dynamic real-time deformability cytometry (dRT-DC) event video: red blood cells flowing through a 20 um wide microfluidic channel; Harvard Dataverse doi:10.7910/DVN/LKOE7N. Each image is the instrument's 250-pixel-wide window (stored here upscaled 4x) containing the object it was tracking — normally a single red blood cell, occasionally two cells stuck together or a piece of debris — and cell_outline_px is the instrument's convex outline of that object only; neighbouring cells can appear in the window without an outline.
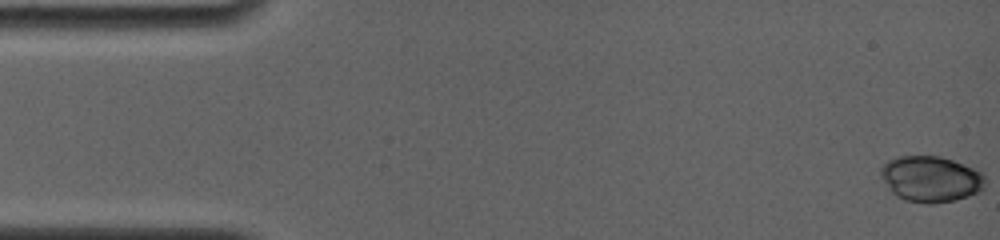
{"species": "common noctule bat (a hibernating species)", "species_latin": "Nyctalus noctula", "temperature_condition": "room temperature", "stored_images_in_passage": 7, "camera_frame_rate_fps": 4000, "um_per_image_px": 0.085, "animal": {"sex": "female", "body_mass_g": 19.0, "forearm_length_mm": 56.7}, "frame": {"image": 1, "passage_image": 1, "time_ms": 0.0, "image_size_px": [1000, 240], "cell_outline_px": [[984, 188], [980, 192], [956, 200], [932, 204], [928, 204], [904, 200], [896, 196], [892, 192], [880, 176], [880, 168], [888, 160], [896, 156], [940, 156], [952, 160], [972, 168], [980, 172], [984, 176]], "centroid_in_image_um": [79.09, 15.22], "position_along_channel_um": 5.9, "area_um2": 27.98}}
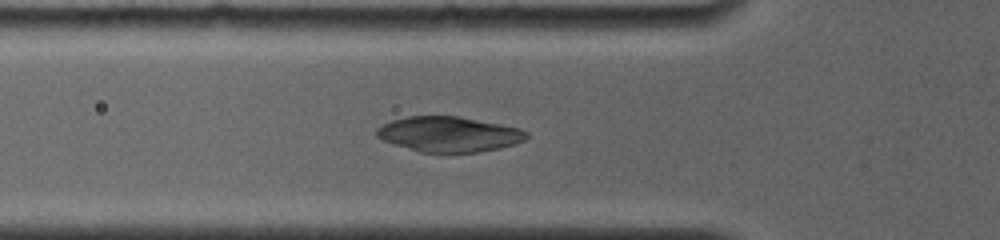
{"frame": {"image": 2, "passage_image": 7, "time_ms": 5.5, "image_size_px": [1000, 240], "cell_outline_px": [[528, 136], [524, 140], [500, 148], [480, 152], [420, 152], [384, 140], [376, 136], [376, 128], [392, 120], [408, 116], [460, 116], [520, 128], [528, 132]], "centroid_in_image_um": [38.17, 11.4], "position_along_channel_um": 87.6, "area_um2": 30.52}}